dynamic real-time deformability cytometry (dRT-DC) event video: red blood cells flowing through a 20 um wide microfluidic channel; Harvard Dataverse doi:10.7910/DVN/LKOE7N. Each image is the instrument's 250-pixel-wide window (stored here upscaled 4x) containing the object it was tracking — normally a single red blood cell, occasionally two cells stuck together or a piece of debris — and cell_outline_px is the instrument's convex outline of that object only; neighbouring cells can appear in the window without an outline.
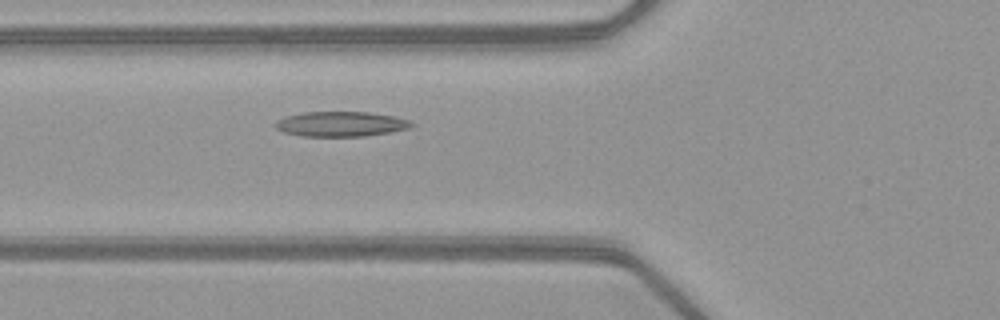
{"species": "common noctule bat (a hibernating species)", "species_latin": "Nyctalus noctula", "temperature_condition": "warm", "stored_images_in_passage": 46, "segment_of_instrument_passage": [1, 2], "camera_frame_rate_fps": 3000, "um_per_image_px": 0.085, "animal": {"sex": "female", "body_mass_g": 21.9}, "frame": {"image": 1, "passage_image": 13, "time_ms": 4.0, "image_size_px": [1000, 320], "cell_outline_px": [[416, 124], [408, 128], [392, 132], [364, 136], [304, 136], [284, 132], [276, 128], [272, 124], [276, 120], [288, 116], [304, 112], [372, 112], [392, 116], [408, 120]], "centroid_in_image_um": [28.97, 10.54], "position_along_channel_um": 96.8, "area_um2": 19.77}}
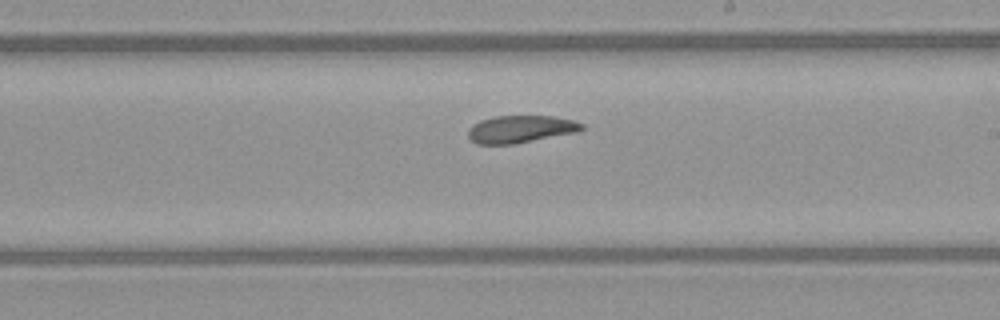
{"frame": {"image": 2, "passage_image": 24, "time_ms": 7.667, "image_size_px": [1000, 320], "cell_outline_px": [[584, 128], [580, 132], [516, 144], [476, 144], [468, 136], [468, 128], [472, 124], [480, 120], [496, 116], [552, 116], [572, 120], [584, 124]], "centroid_in_image_um": [44.27, 10.98], "position_along_channel_um": 244.7, "area_um2": 18.38}}
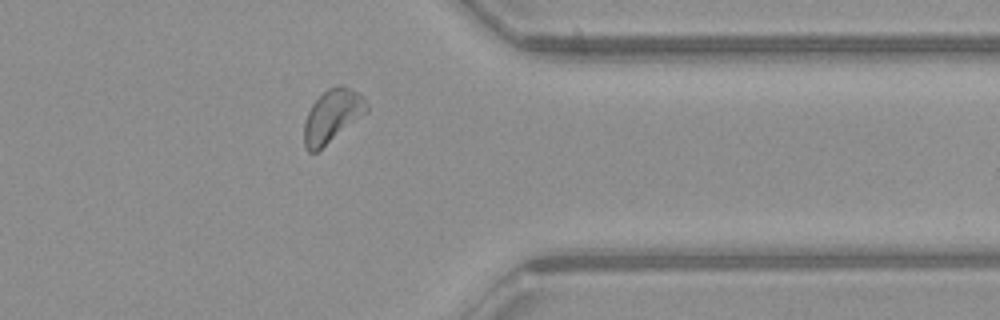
{"frame": {"image": 3, "passage_image": 35, "time_ms": 11.333, "image_size_px": [1000, 320], "cell_outline_px": [[368, 112], [316, 152], [308, 152], [304, 148], [304, 124], [308, 112], [312, 104], [328, 88], [336, 84], [344, 84], [364, 96], [368, 104]], "centroid_in_image_um": [28.26, 9.83], "position_along_channel_um": 383.1, "area_um2": 19.36}}